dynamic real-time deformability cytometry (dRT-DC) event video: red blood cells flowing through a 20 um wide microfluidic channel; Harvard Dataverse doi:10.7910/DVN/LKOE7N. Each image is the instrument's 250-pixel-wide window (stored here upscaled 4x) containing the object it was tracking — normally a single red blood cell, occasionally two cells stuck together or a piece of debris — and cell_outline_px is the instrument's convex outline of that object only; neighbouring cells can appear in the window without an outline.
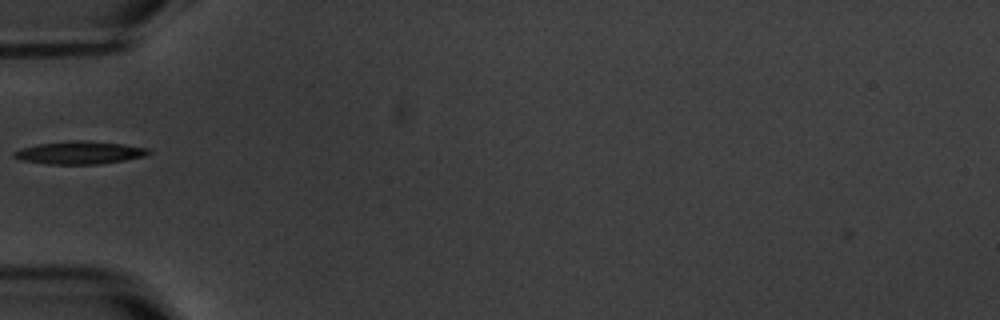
{"species": "common noctule bat (a hibernating species)", "species_latin": "Nyctalus noctula", "temperature_condition": "warm", "stored_images_in_passage": 1, "camera_frame_rate_fps": 3000, "um_per_image_px": 0.085, "animal": {"sex": "male", "body_mass_g": 20.1, "forearm_length_mm": 53.5}, "frame": {"image": 1, "passage_image": 1, "time_ms": 0.0, "image_size_px": [1000, 320], "cell_outline_px": [[152, 152], [148, 156], [100, 164], [48, 164], [20, 160], [12, 156], [12, 152], [20, 148], [36, 144], [72, 140], [88, 140], [124, 144], [148, 148]], "centroid_in_image_um": [6.77, 12.97], "position_along_channel_um": 78.2, "area_um2": 18.21}}